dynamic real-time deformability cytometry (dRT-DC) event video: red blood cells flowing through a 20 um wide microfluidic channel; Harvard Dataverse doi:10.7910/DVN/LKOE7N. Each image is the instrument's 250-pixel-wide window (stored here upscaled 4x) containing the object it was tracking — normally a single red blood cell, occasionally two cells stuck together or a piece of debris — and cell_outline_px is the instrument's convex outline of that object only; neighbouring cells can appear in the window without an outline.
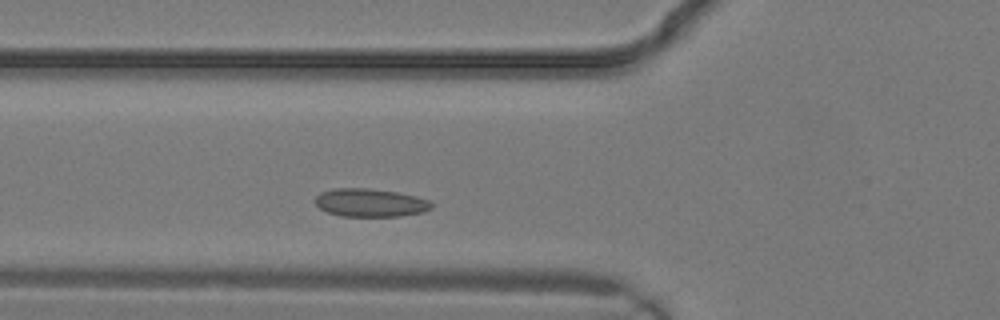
{"species": "common noctule bat (a hibernating species)", "species_latin": "Nyctalus noctula", "temperature_condition": "warm", "stored_images_in_passage": 22, "camera_frame_rate_fps": 3000, "um_per_image_px": 0.085, "animal": {"sex": "male", "body_mass_g": 19.2, "forearm_length_mm": 51.8}, "frame": {"image": 1, "passage_image": 4, "time_ms": 1.0, "image_size_px": [1000, 320], "cell_outline_px": [[436, 204], [432, 208], [424, 212], [400, 216], [340, 216], [328, 212], [320, 208], [316, 204], [316, 196], [320, 192], [332, 188], [368, 188], [396, 192], [416, 196], [428, 200]], "centroid_in_image_um": [31.5, 17.23], "position_along_channel_um": 94.3, "area_um2": 19.19}}
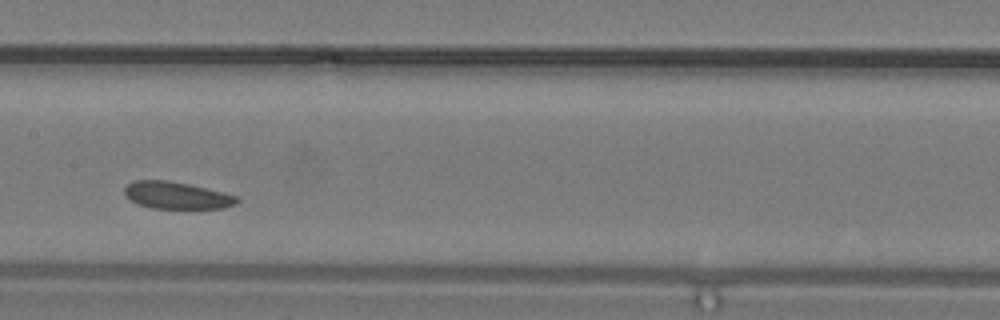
{"frame": {"image": 2, "passage_image": 8, "time_ms": 2.333, "image_size_px": [1000, 320], "cell_outline_px": [[240, 200], [236, 204], [224, 208], [152, 208], [136, 204], [124, 196], [124, 188], [132, 180], [164, 180], [188, 184], [240, 196]], "centroid_in_image_um": [15.0, 16.61], "position_along_channel_um": 192.4, "area_um2": 17.86}}
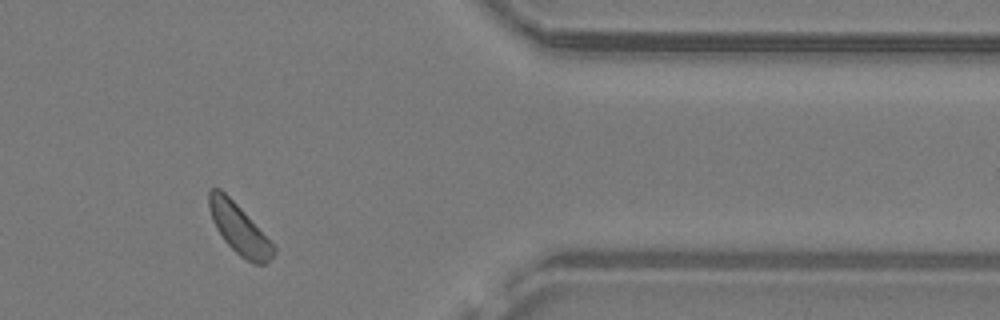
{"frame": {"image": 3, "passage_image": 17, "time_ms": 5.333, "image_size_px": [1000, 320], "cell_outline_px": [[276, 252], [264, 264], [256, 264], [240, 256], [224, 240], [216, 228], [212, 220], [208, 208], [208, 192], [212, 188], [220, 188], [244, 212], [276, 248]], "centroid_in_image_um": [20.29, 19.44], "position_along_channel_um": 391.1, "area_um2": 18.32}}